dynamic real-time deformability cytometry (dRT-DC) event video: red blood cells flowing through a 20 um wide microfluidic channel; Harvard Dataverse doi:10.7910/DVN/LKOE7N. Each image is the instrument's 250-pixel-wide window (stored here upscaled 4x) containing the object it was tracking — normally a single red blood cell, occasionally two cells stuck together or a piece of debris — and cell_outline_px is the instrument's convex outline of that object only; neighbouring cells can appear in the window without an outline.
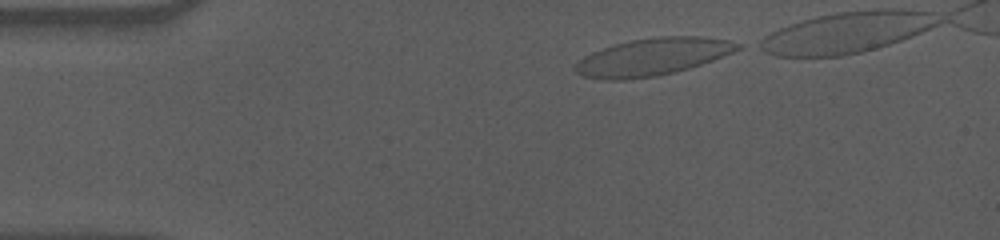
{"species": "human", "species_latin": "Homo sapiens", "temperature_condition": "cold", "stored_images_in_passage": 42, "camera_frame_rate_fps": 3000, "um_per_image_px": 0.085, "donor": {"sex": "male"}, "frame": {"image": 1, "passage_image": 1, "time_ms": 0.0, "image_size_px": [1000, 240], "cell_outline_px": [[744, 48], [712, 60], [688, 68], [656, 76], [624, 80], [604, 80], [580, 76], [576, 72], [576, 64], [584, 56], [592, 52], [616, 44], [632, 40], [660, 36], [700, 36], [728, 40], [744, 44]], "centroid_in_image_um": [55.5, 4.83], "position_along_channel_um": 29.5, "area_um2": 35.08}}
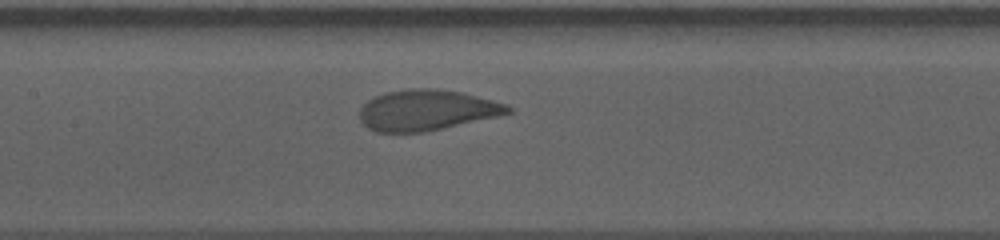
{"frame": {"image": 2, "passage_image": 18, "time_ms": 5.667, "image_size_px": [1000, 240], "cell_outline_px": [[512, 112], [500, 116], [424, 132], [376, 132], [368, 128], [360, 120], [360, 108], [368, 100], [384, 92], [408, 88], [436, 88], [464, 92], [508, 104], [512, 108]], "centroid_in_image_um": [36.3, 9.35], "position_along_channel_um": 171.1, "area_um2": 35.49}}
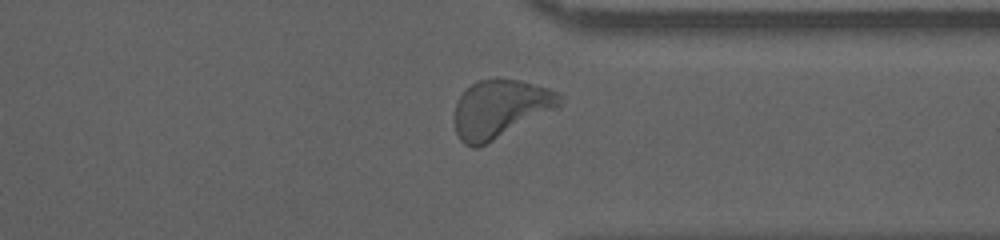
{"frame": {"image": 3, "passage_image": 35, "time_ms": 11.333, "image_size_px": [1000, 240], "cell_outline_px": [[564, 96], [560, 108], [480, 148], [472, 148], [464, 144], [460, 140], [456, 132], [452, 120], [452, 116], [456, 104], [460, 96], [472, 84], [480, 80], [520, 80], [548, 88], [560, 92]], "centroid_in_image_um": [42.55, 9.3], "position_along_channel_um": 368.9, "area_um2": 36.36}, "authors_computed_cell_mechanics": {"area_um2": 35.4025, "velocity_mm_per_s": 3.5186, "shape_relaxation_time_tau1_ms": 3.7224, "shape_relaxation_time_tau2_ms": null, "deformation_change_tau1": 0.1549, "deformation_change_tau2": null}}